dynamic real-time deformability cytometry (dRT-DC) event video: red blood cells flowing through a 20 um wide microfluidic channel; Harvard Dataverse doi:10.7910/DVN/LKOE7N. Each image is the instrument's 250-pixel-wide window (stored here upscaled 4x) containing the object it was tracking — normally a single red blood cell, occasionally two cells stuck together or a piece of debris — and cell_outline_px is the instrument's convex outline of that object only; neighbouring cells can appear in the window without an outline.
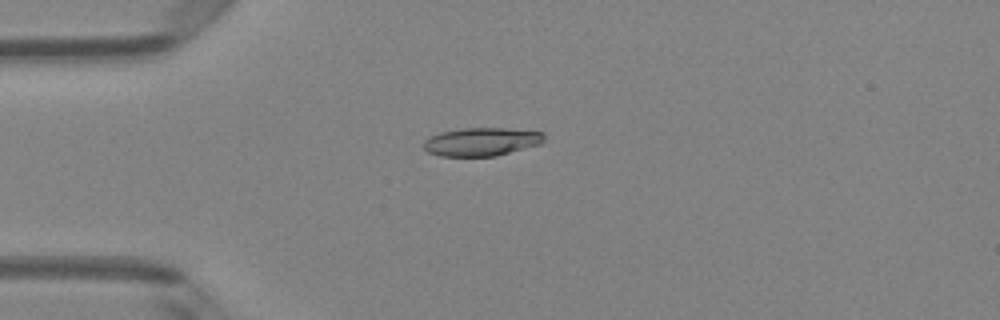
{"species": "Egyptian fruit bat (a non-hibernating species)", "species_latin": "Rousettus aegyptiacus", "temperature_condition": "room temperature", "stored_images_in_passage": 50, "camera_frame_rate_fps": 3000, "um_per_image_px": 0.085, "animal": {"sex": "female"}, "frame": {"image": 1, "passage_image": 13, "time_ms": 4.0, "image_size_px": [1000, 320], "cell_outline_px": [[544, 140], [540, 144], [496, 156], [440, 156], [428, 152], [424, 148], [424, 140], [440, 132], [460, 128], [504, 128], [544, 132]], "centroid_in_image_um": [40.93, 12.04], "position_along_channel_um": 44.1, "area_um2": 19.83}}
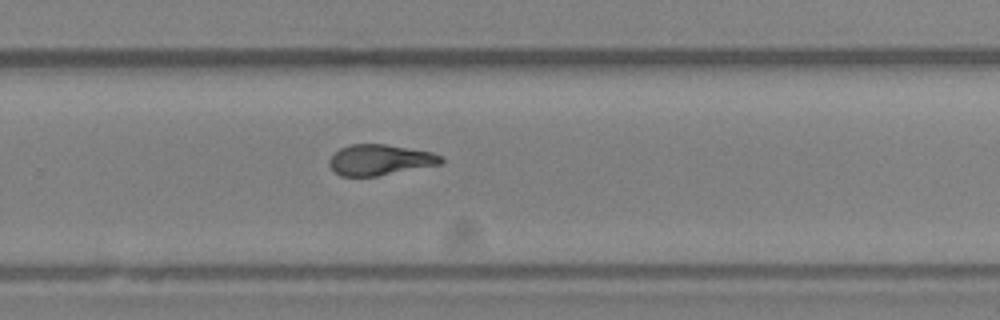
{"frame": {"image": 2, "passage_image": 33, "time_ms": 10.667, "image_size_px": [1000, 320], "cell_outline_px": [[444, 160], [440, 164], [376, 176], [340, 176], [328, 164], [328, 160], [340, 148], [348, 144], [384, 144], [432, 152], [444, 156]], "centroid_in_image_um": [32.29, 13.58], "position_along_channel_um": 297.5, "area_um2": 19.88}}
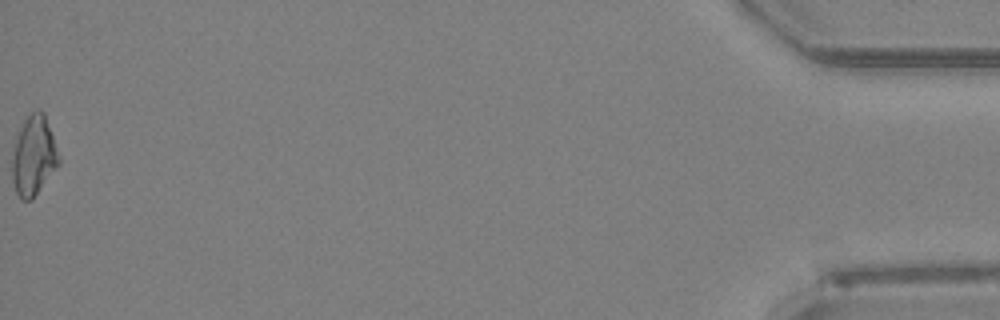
{"frame": {"image": 3, "passage_image": 50, "time_ms": 16.333, "image_size_px": [1000, 320], "cell_outline_px": [[60, 164], [32, 200], [20, 200], [16, 192], [12, 180], [12, 156], [16, 136], [24, 120], [36, 108], [40, 108], [44, 112], [60, 156]], "centroid_in_image_um": [2.87, 13.25], "position_along_channel_um": 432.3, "area_um2": 21.91}, "authors_computed_cell_mechanics": {"area_um2": 20.4901, "velocity_mm_per_s": 4.1169, "shape_relaxation_time_tau1_ms": null, "shape_relaxation_time_tau2_ms": 1.9435, "deformation_change_tau1": null, "deformation_change_tau2": 0.1052}}